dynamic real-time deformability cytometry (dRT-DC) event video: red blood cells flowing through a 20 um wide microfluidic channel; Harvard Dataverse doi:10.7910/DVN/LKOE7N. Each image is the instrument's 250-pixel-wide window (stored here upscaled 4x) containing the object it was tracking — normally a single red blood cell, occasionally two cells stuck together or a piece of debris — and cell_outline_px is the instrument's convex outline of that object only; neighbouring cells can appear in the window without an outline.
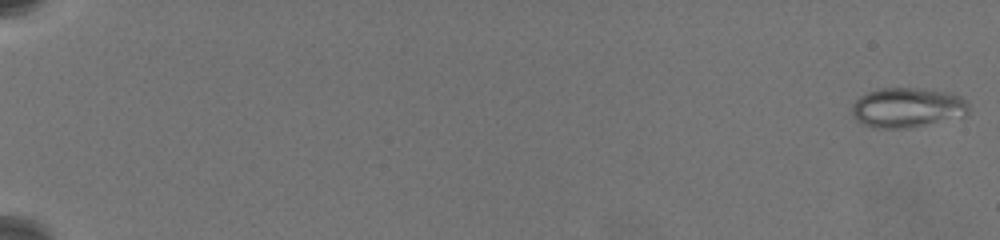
{"species": "common noctule bat (a hibernating species)", "species_latin": "Nyctalus noctula", "temperature_condition": "warm", "stored_images_in_passage": 21, "camera_frame_rate_fps": 3000, "um_per_image_px": 0.085, "animal": {"sex": "female", "body_mass_g": 19.5, "forearm_length_mm": 54.1}, "frame": {"image": 1, "passage_image": 1, "time_ms": 0.0, "image_size_px": [1000, 240], "cell_outline_px": [[968, 112], [964, 116], [908, 128], [876, 128], [860, 124], [852, 116], [852, 104], [860, 96], [868, 92], [880, 88], [924, 88], [948, 92], [960, 96], [968, 104]], "centroid_in_image_um": [77.09, 9.14], "position_along_channel_um": 7.9, "area_um2": 27.22}}
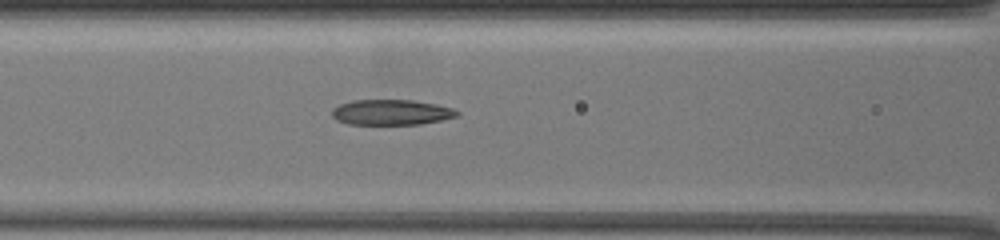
{"frame": {"image": 2, "passage_image": 17, "time_ms": 10.0, "image_size_px": [1000, 240], "cell_outline_px": [[460, 116], [420, 124], [348, 124], [336, 120], [332, 116], [332, 108], [340, 104], [352, 100], [412, 100], [436, 104], [452, 108], [460, 112]], "centroid_in_image_um": [33.26, 9.54], "position_along_channel_um": 133.3, "area_um2": 18.55}}
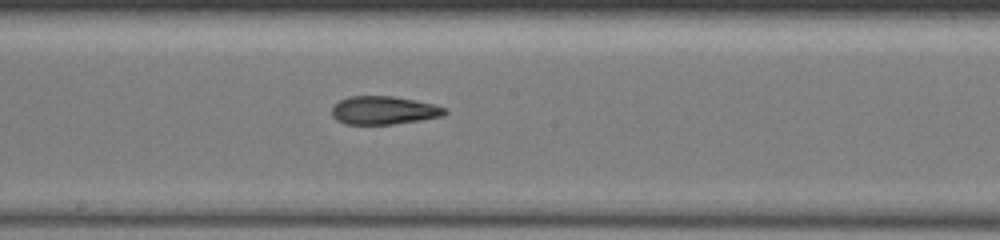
{"frame": {"image": 3, "passage_image": 21, "time_ms": 12.333, "image_size_px": [1000, 240], "cell_outline_px": [[448, 112], [444, 116], [420, 120], [392, 124], [344, 124], [336, 120], [332, 116], [332, 108], [340, 100], [348, 96], [392, 96], [416, 100], [448, 108]], "centroid_in_image_um": [32.64, 9.38], "position_along_channel_um": 215.6, "area_um2": 18.67}}